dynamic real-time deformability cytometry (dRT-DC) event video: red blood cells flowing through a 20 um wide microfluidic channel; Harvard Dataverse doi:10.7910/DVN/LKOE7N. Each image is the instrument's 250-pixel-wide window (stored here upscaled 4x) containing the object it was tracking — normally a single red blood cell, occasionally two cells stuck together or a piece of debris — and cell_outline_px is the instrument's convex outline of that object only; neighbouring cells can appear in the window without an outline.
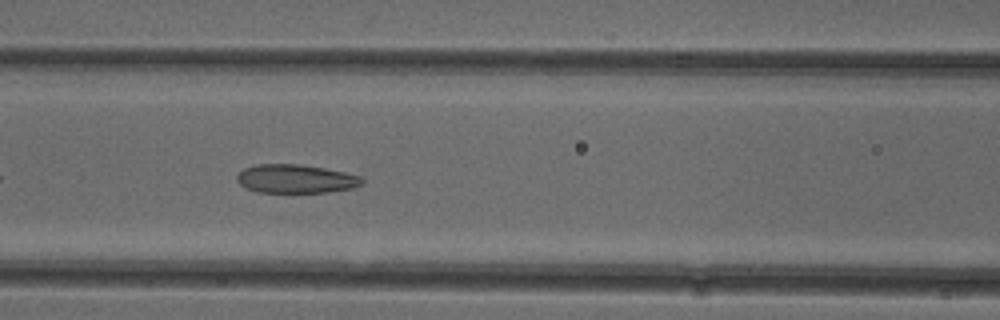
{"species": "common noctule bat (a hibernating species)", "species_latin": "Nyctalus noctula", "temperature_condition": "cold", "stored_images_in_passage": 29, "camera_frame_rate_fps": 3000, "um_per_image_px": 0.085, "animal": {"sex": "female"}, "frame": {"image": 1, "passage_image": 9, "time_ms": 2.667, "image_size_px": [1000, 320], "cell_outline_px": [[364, 180], [360, 184], [352, 188], [328, 192], [256, 192], [244, 188], [236, 180], [236, 176], [244, 168], [256, 164], [300, 164], [324, 168], [344, 172], [360, 176]], "centroid_in_image_um": [25.09, 15.2], "position_along_channel_um": 141.5, "area_um2": 20.87}}
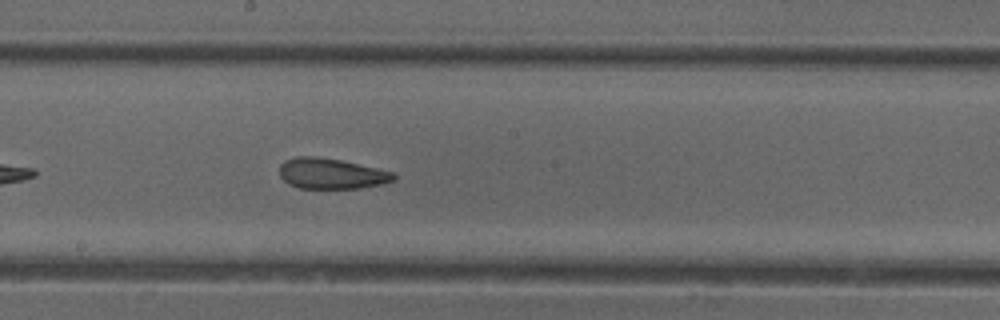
{"frame": {"image": 2, "passage_image": 15, "time_ms": 4.667, "image_size_px": [1000, 320], "cell_outline_px": [[396, 180], [380, 184], [360, 188], [300, 188], [288, 184], [280, 176], [280, 164], [284, 160], [296, 156], [316, 156], [340, 160], [396, 172]], "centroid_in_image_um": [28.17, 14.75], "position_along_channel_um": 220.0, "area_um2": 20.46}}
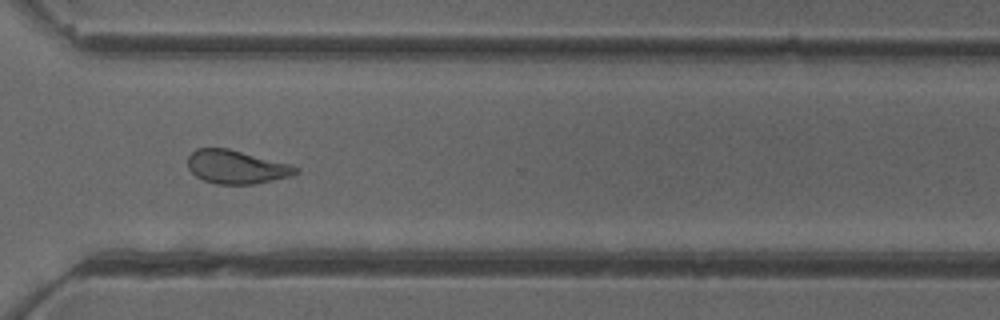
{"frame": {"image": 3, "passage_image": 25, "time_ms": 8.0, "image_size_px": [1000, 320], "cell_outline_px": [[300, 172], [292, 176], [252, 184], [216, 184], [204, 180], [196, 176], [188, 168], [188, 156], [196, 148], [228, 148], [292, 164], [300, 168]], "centroid_in_image_um": [20.13, 14.18], "position_along_channel_um": 350.5, "area_um2": 21.21}, "authors_computed_cell_mechanics": {"area_um2": 21.0392, "velocity_mm_per_s": 3.922, "shape_relaxation_time_tau1_ms": null, "shape_relaxation_time_tau2_ms": 2.2363, "deformation_change_tau1": null, "deformation_change_tau2": 0.1067}}